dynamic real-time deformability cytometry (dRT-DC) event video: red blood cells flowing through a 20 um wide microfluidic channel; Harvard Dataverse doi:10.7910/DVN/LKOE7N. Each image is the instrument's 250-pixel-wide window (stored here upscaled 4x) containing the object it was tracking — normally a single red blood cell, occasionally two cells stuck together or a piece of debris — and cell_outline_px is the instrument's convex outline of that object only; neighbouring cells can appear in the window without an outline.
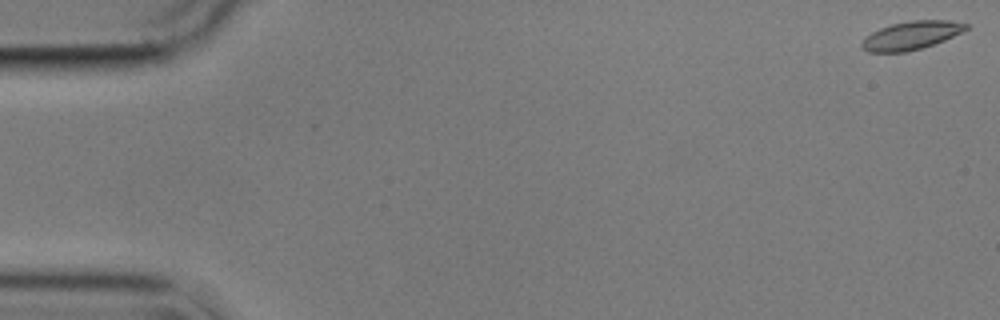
{"species": "common noctule bat (a hibernating species)", "species_latin": "Nyctalus noctula", "temperature_condition": "cold", "stored_images_in_passage": 57, "camera_frame_rate_fps": 3000, "um_per_image_px": 0.085, "animal": {"sex": "male", "body_mass_g": 17.9}, "frame": {"image": 1, "passage_image": 1, "time_ms": 0.0, "image_size_px": [1000, 320], "cell_outline_px": [[968, 28], [944, 40], [920, 48], [904, 52], [868, 52], [860, 48], [860, 44], [872, 32], [880, 28], [892, 24], [912, 20], [948, 20], [968, 24]], "centroid_in_image_um": [77.42, 3.01], "position_along_channel_um": 7.6, "area_um2": 16.88}}
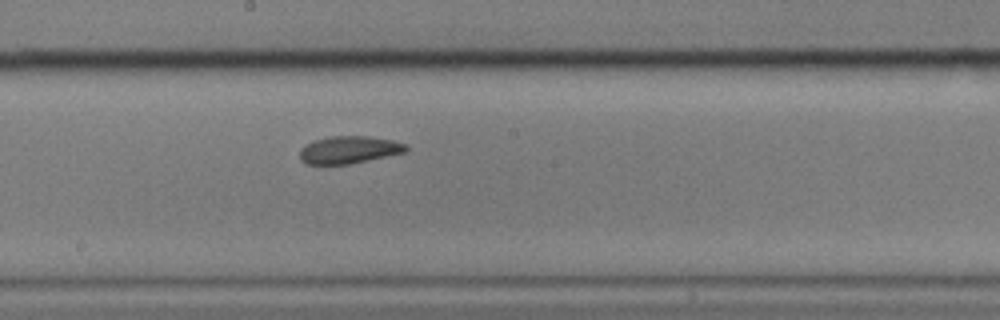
{"frame": {"image": 2, "passage_image": 31, "time_ms": 10.0, "image_size_px": [1000, 320], "cell_outline_px": [[408, 148], [404, 152], [368, 160], [348, 164], [308, 164], [300, 160], [300, 148], [304, 144], [316, 140], [332, 136], [368, 136], [392, 140], [404, 144]], "centroid_in_image_um": [29.62, 12.73], "position_along_channel_um": 218.6, "area_um2": 16.76}}
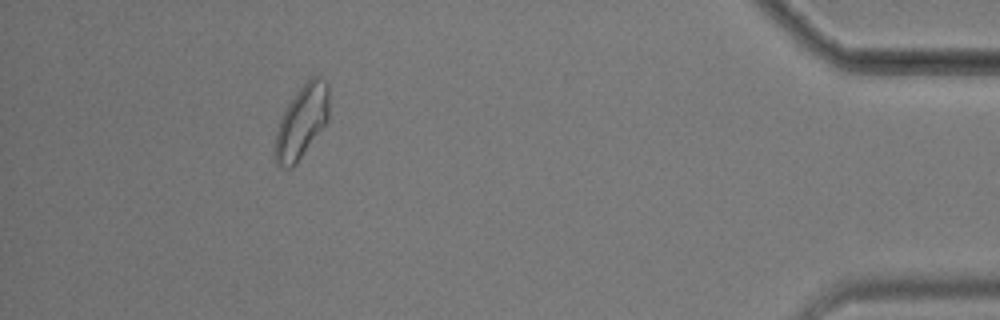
{"frame": {"image": 3, "passage_image": 52, "time_ms": 17.0, "image_size_px": [1000, 320], "cell_outline_px": [[328, 120], [296, 164], [292, 168], [284, 168], [276, 164], [276, 132], [280, 120], [288, 104], [296, 92], [312, 76], [316, 76], [324, 80], [328, 84]], "centroid_in_image_um": [25.66, 10.35], "position_along_channel_um": 409.5, "area_um2": 22.37}, "authors_computed_cell_mechanics": {"area_um2": 17.5134, "velocity_mm_per_s": 3.5185, "shape_relaxation_time_tau1_ms": 4.0978, "shape_relaxation_time_tau2_ms": 4.1452, "deformation_change_tau1": 0.1116, "deformation_change_tau2": 0.0634}}